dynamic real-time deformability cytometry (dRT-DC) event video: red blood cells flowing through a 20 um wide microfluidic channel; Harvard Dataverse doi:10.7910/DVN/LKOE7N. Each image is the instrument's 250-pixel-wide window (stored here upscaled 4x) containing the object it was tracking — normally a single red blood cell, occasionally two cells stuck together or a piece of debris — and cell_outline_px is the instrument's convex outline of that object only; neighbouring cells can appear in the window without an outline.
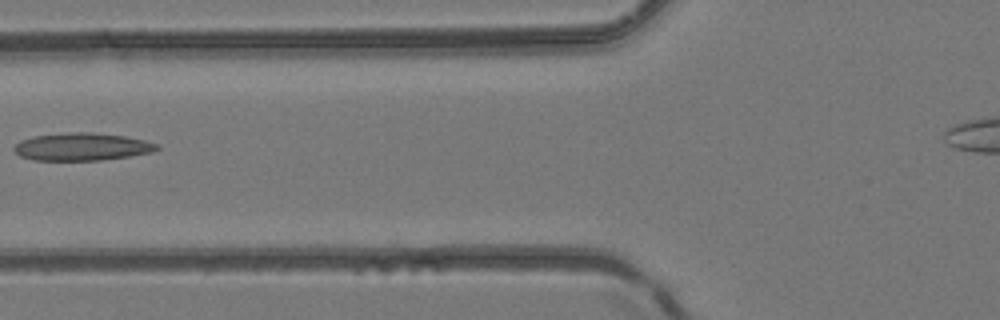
{"species": "common noctule bat (a hibernating species)", "species_latin": "Nyctalus noctula", "temperature_condition": "room temperature", "stored_images_in_passage": 4, "camera_frame_rate_fps": 3000, "um_per_image_px": 0.085, "animal": {"sex": "female", "body_mass_g": 24.6, "forearm_length_mm": 56.2}, "frame": {"image": 1, "passage_image": 4, "time_ms": 1.0, "image_size_px": [1000, 320], "cell_outline_px": [[160, 148], [152, 152], [128, 156], [100, 160], [32, 160], [20, 156], [12, 148], [20, 140], [36, 136], [68, 132], [92, 132], [124, 136], [144, 140], [156, 144]], "centroid_in_image_um": [6.94, 12.47], "position_along_channel_um": 118.9, "area_um2": 22.83}}